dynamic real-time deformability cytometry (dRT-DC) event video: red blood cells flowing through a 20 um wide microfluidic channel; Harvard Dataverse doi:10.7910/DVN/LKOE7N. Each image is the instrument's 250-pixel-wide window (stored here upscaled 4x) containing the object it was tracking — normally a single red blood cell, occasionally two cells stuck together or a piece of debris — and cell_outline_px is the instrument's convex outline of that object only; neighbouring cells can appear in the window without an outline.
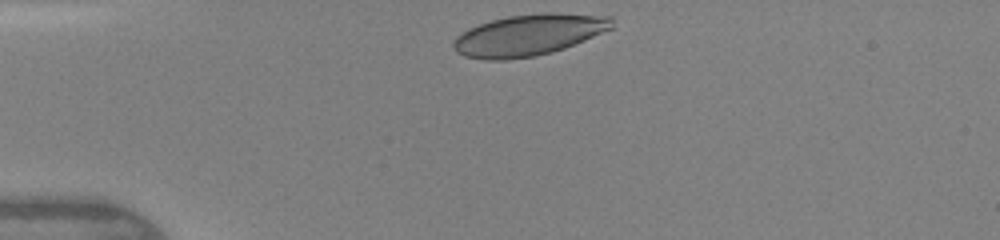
{"species": "human", "species_latin": "Homo sapiens", "temperature_condition": "warm", "stored_images_in_passage": 30, "camera_frame_rate_fps": 3000, "um_per_image_px": 0.085, "donor": {"sex": "female"}, "frame": {"image": 1, "passage_image": 1, "time_ms": 0.0, "image_size_px": [1000, 240], "cell_outline_px": [[612, 28], [584, 40], [564, 48], [552, 52], [536, 56], [504, 60], [484, 60], [464, 56], [456, 52], [452, 44], [456, 36], [468, 28], [492, 20], [508, 16], [544, 12], [552, 12], [612, 16]], "centroid_in_image_um": [44.91, 2.97], "position_along_channel_um": 40.1, "area_um2": 38.21}}
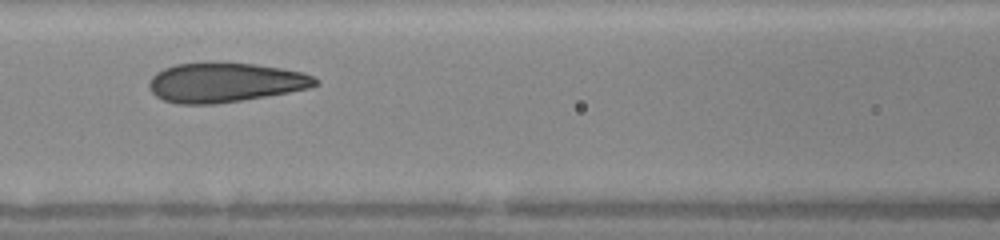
{"frame": {"image": 2, "passage_image": 11, "time_ms": 3.333, "image_size_px": [1000, 240], "cell_outline_px": [[320, 84], [308, 88], [288, 92], [216, 104], [176, 104], [164, 100], [156, 96], [148, 88], [148, 84], [152, 76], [156, 72], [164, 68], [176, 64], [256, 64], [304, 72], [320, 80]], "centroid_in_image_um": [19.12, 7.03], "position_along_channel_um": 147.5, "area_um2": 37.74}}
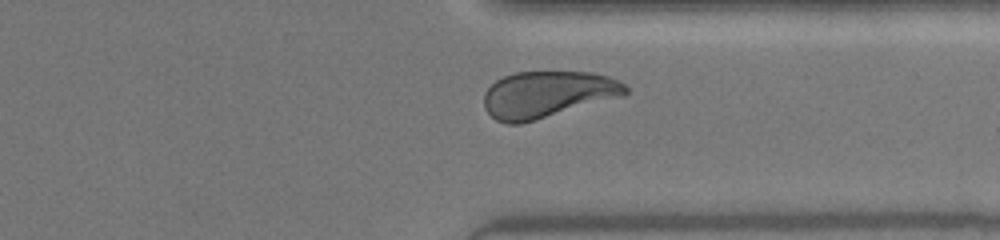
{"frame": {"image": 3, "passage_image": 26, "time_ms": 8.333, "image_size_px": [1000, 240], "cell_outline_px": [[628, 92], [624, 96], [520, 124], [508, 124], [496, 120], [484, 108], [484, 92], [496, 80], [504, 76], [516, 72], [592, 72], [608, 76], [624, 84], [628, 88]], "centroid_in_image_um": [46.53, 8.02], "position_along_channel_um": 364.9, "area_um2": 38.38}, "authors_computed_cell_mechanics": {"area_um2": 38.2636, "velocity_mm_per_s": 4.3477, "shape_relaxation_time_tau1_ms": 5.6026, "shape_relaxation_time_tau2_ms": null, "deformation_change_tau1": 0.175, "deformation_change_tau2": null}}